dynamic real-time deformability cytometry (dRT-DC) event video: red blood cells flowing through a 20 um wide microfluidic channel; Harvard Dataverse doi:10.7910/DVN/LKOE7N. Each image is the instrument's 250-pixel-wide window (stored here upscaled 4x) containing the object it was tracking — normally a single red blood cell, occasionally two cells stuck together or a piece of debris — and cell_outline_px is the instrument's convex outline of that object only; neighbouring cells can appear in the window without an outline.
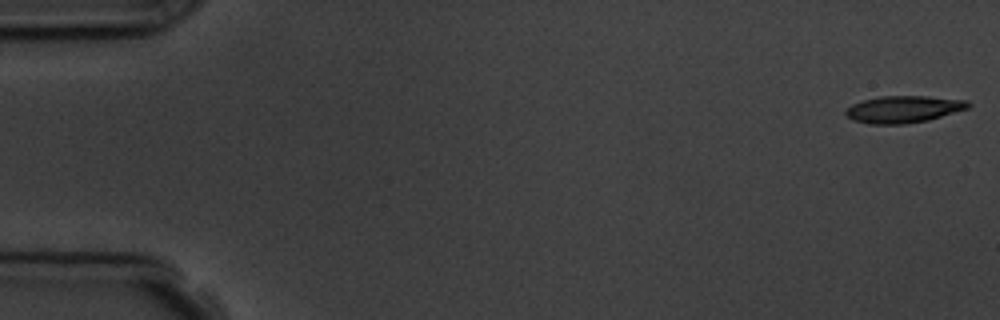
{"species": "common noctule bat (a hibernating species)", "species_latin": "Nyctalus noctula", "temperature_condition": "room temperature", "stored_images_in_passage": 6, "camera_frame_rate_fps": 3000, "um_per_image_px": 0.085, "animal": {"sex": "male", "body_mass_g": 19.5, "forearm_length_mm": 54.6}, "frame": {"image": 1, "passage_image": 1, "time_ms": 0.0, "image_size_px": [1000, 320], "cell_outline_px": [[972, 104], [968, 108], [928, 120], [904, 124], [868, 124], [852, 120], [844, 112], [852, 104], [864, 100], [880, 96], [928, 96], [968, 100]], "centroid_in_image_um": [76.81, 9.28], "position_along_channel_um": 8.2, "area_um2": 19.25}}
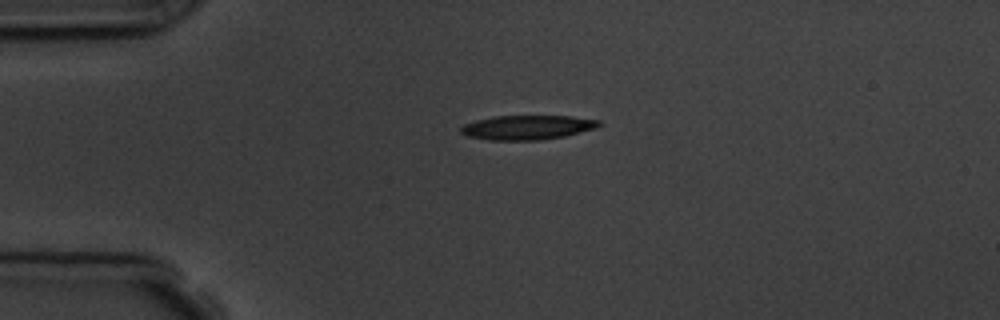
{"frame": {"image": 2, "passage_image": 4, "time_ms": 4.0, "image_size_px": [1000, 320], "cell_outline_px": [[600, 124], [596, 128], [564, 136], [540, 140], [488, 140], [468, 136], [460, 132], [460, 128], [464, 124], [476, 120], [492, 116], [572, 116], [600, 120]], "centroid_in_image_um": [44.8, 10.83], "position_along_channel_um": 40.2, "area_um2": 19.59}}